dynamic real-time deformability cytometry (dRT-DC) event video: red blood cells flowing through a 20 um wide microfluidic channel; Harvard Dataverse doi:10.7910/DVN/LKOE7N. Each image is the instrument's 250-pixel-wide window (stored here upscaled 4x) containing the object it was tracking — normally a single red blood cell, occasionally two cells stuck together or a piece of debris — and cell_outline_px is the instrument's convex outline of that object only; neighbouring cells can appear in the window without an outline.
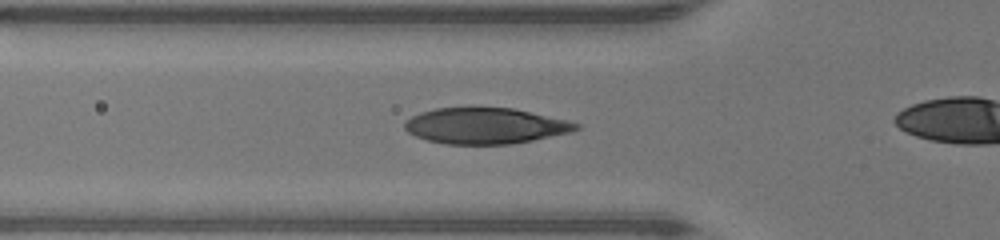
{"species": "human", "species_latin": "Homo sapiens", "temperature_condition": "warm", "stored_images_in_passage": 20, "camera_frame_rate_fps": 3000, "um_per_image_px": 0.085, "donor": {"sex": "male"}, "frame": {"image": 1, "passage_image": 7, "time_ms": 2.0, "image_size_px": [1000, 240], "cell_outline_px": [[580, 128], [572, 132], [512, 144], [444, 144], [428, 140], [416, 136], [408, 132], [404, 128], [404, 120], [420, 112], [436, 108], [472, 104], [512, 108], [564, 120], [580, 124]], "centroid_in_image_um": [41.18, 10.65], "position_along_channel_um": 84.6, "area_um2": 36.7}}
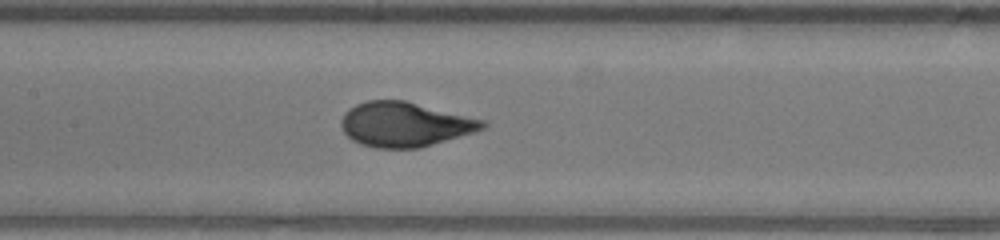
{"frame": {"image": 2, "passage_image": 13, "time_ms": 4.0, "image_size_px": [1000, 240], "cell_outline_px": [[488, 128], [476, 132], [420, 148], [376, 148], [360, 144], [352, 140], [344, 132], [340, 124], [340, 120], [344, 112], [356, 104], [368, 100], [404, 100], [484, 120], [488, 124]], "centroid_in_image_um": [34.42, 10.58], "position_along_channel_um": 173.0, "area_um2": 36.93}}
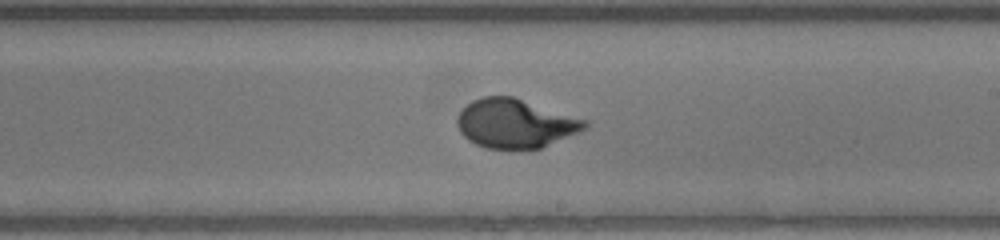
{"frame": {"image": 3, "passage_image": 18, "time_ms": 5.667, "image_size_px": [1000, 240], "cell_outline_px": [[588, 128], [580, 132], [540, 148], [488, 148], [476, 144], [468, 140], [460, 132], [456, 124], [456, 116], [472, 100], [484, 96], [512, 96], [588, 120]], "centroid_in_image_um": [43.8, 10.48], "position_along_channel_um": 245.2, "area_um2": 36.3}}